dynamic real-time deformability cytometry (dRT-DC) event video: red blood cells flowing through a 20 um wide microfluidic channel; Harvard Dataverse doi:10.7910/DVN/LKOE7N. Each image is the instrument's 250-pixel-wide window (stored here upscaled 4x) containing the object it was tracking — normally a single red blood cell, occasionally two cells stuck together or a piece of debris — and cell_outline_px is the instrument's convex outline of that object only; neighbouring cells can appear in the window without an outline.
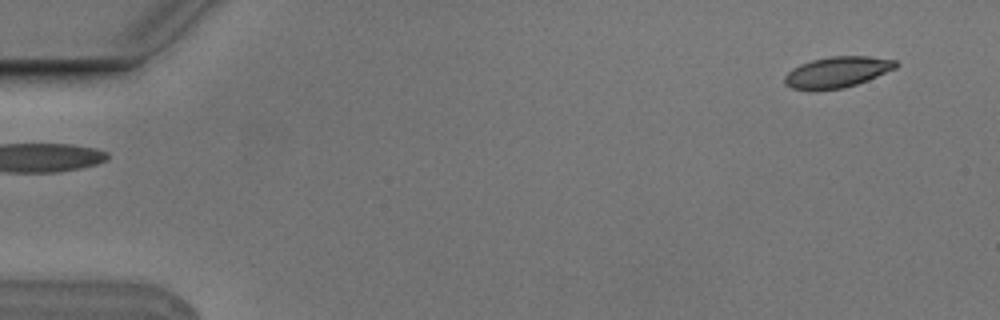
{"species": "Egyptian fruit bat (a non-hibernating species)", "species_latin": "Rousettus aegyptiacus", "temperature_condition": "cold", "stored_images_in_passage": 3, "segment_of_instrument_passage": [2, 2], "camera_frame_rate_fps": 3000, "um_per_image_px": 0.085, "animal": {"sex": "male"}, "frame": {"image": 1, "passage_image": 3, "time_ms": 0.667, "image_size_px": [1000, 320], "cell_outline_px": [[900, 64], [896, 68], [868, 80], [844, 88], [812, 92], [792, 88], [784, 84], [784, 76], [792, 68], [800, 64], [812, 60], [832, 56], [868, 56], [896, 60]], "centroid_in_image_um": [71.13, 6.15], "position_along_channel_um": 13.9, "area_um2": 20.4}}